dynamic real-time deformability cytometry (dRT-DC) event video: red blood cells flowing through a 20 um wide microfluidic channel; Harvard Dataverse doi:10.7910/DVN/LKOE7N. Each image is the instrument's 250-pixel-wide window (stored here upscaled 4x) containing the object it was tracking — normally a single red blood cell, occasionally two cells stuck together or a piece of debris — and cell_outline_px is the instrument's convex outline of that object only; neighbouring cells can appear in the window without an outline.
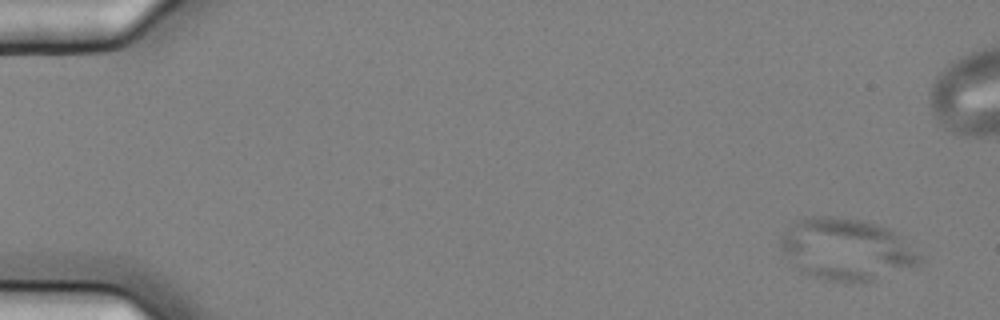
{"species": "common noctule bat (a hibernating species)", "species_latin": "Nyctalus noctula", "temperature_condition": "cold", "stored_images_in_passage": 58, "camera_frame_rate_fps": 3000, "um_per_image_px": 0.085, "animal": {"sex": "female", "body_mass_g": 25.1}, "frame": {"image": 1, "passage_image": 3, "time_ms": 0.667, "image_size_px": [1000, 320], "cell_outline_px": [[924, 260], [920, 264], [872, 280], [828, 280], [812, 276], [800, 272], [780, 248], [780, 236], [784, 232], [804, 216], [832, 216], [860, 220], [884, 228], [892, 232], [920, 256]], "centroid_in_image_um": [71.86, 21.18], "position_along_channel_um": 13.1, "area_um2": 48.49}}
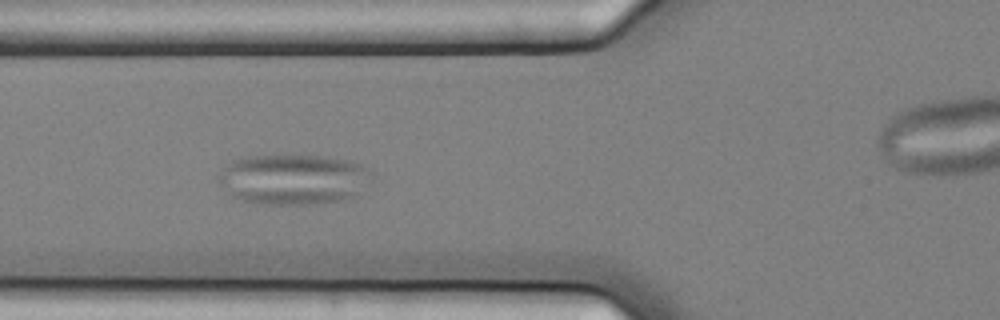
{"frame": {"image": 2, "passage_image": 22, "time_ms": 7.0, "image_size_px": [1000, 320], "cell_outline_px": [[368, 172], [356, 196], [340, 200], [304, 204], [264, 204], [244, 200], [232, 196], [216, 180], [216, 176], [232, 160], [240, 156], [320, 156], [348, 160], [360, 164], [368, 168]], "centroid_in_image_um": [24.81, 15.23], "position_along_channel_um": 101.0, "area_um2": 44.1}}
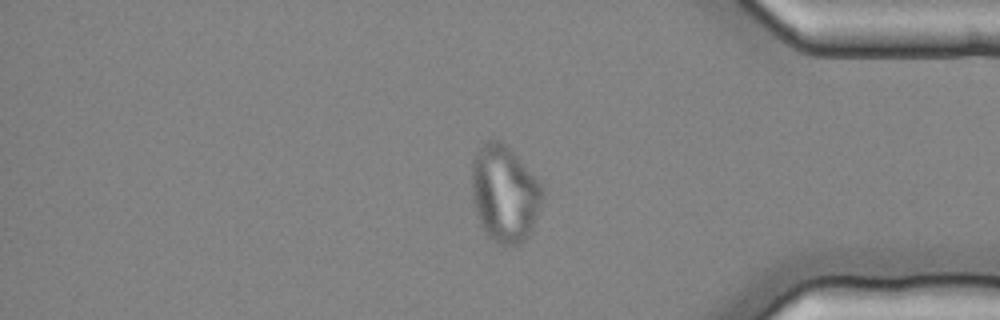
{"frame": {"image": 3, "passage_image": 48, "time_ms": 15.667, "image_size_px": [1000, 320], "cell_outline_px": [[544, 196], [532, 228], [528, 236], [520, 244], [512, 248], [500, 244], [488, 236], [484, 232], [476, 216], [472, 200], [472, 160], [476, 152], [488, 140], [500, 140], [540, 180], [544, 192]], "centroid_in_image_um": [42.88, 16.5], "position_along_channel_um": 392.3, "area_um2": 40.11}}